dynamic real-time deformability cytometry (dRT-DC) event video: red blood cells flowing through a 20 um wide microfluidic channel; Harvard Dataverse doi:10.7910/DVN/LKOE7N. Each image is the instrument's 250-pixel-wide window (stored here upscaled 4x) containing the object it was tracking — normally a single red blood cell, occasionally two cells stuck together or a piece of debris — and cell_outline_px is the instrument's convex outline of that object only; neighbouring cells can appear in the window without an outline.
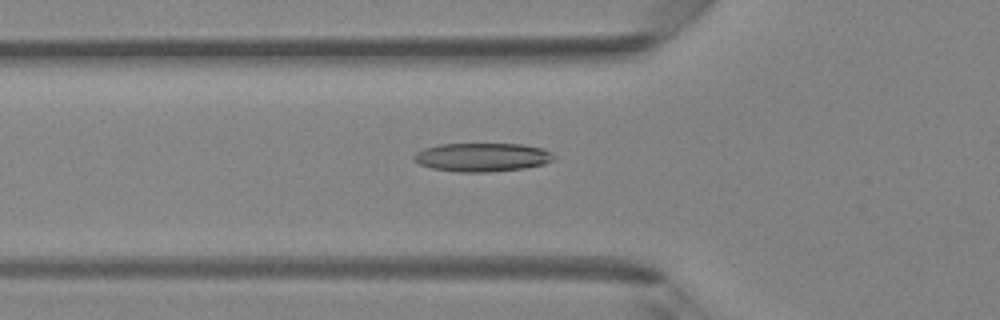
{"species": "Egyptian fruit bat (a non-hibernating species)", "species_latin": "Rousettus aegyptiacus", "temperature_condition": "room temperature", "stored_images_in_passage": 48, "camera_frame_rate_fps": 3000, "um_per_image_px": 0.085, "animal": {"sex": "female"}, "frame": {"image": 1, "passage_image": 17, "time_ms": 5.333, "image_size_px": [1000, 320], "cell_outline_px": [[556, 160], [544, 164], [524, 168], [488, 172], [460, 172], [432, 168], [420, 164], [412, 156], [416, 152], [424, 148], [436, 144], [524, 144], [540, 148], [552, 152], [556, 156]], "centroid_in_image_um": [41.02, 13.36], "position_along_channel_um": 84.8, "area_um2": 23.41}}
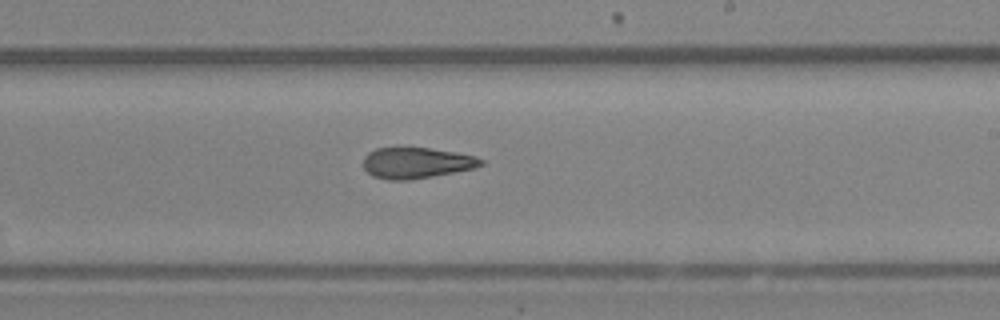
{"frame": {"image": 2, "passage_image": 29, "time_ms": 9.333, "image_size_px": [1000, 320], "cell_outline_px": [[484, 164], [472, 168], [412, 180], [388, 180], [372, 176], [364, 168], [364, 156], [368, 152], [376, 148], [428, 148], [456, 152], [476, 156], [484, 160]], "centroid_in_image_um": [35.38, 13.85], "position_along_channel_um": 253.6, "area_um2": 21.1}}
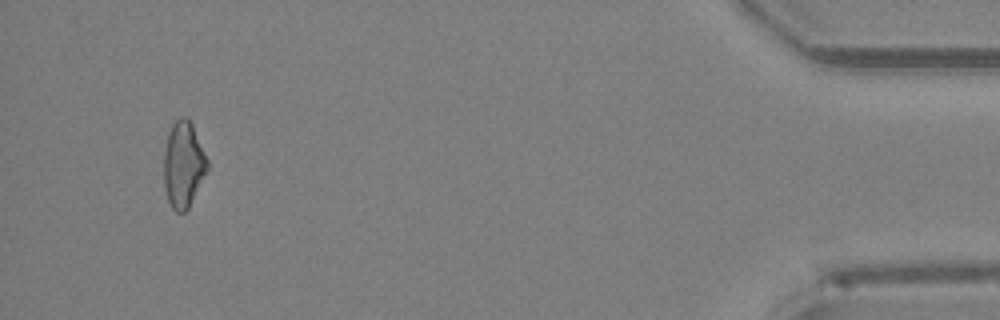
{"frame": {"image": 3, "passage_image": 46, "time_ms": 15.0, "image_size_px": [1000, 320], "cell_outline_px": [[208, 168], [188, 208], [184, 212], [176, 212], [172, 208], [168, 200], [164, 188], [164, 152], [168, 132], [172, 124], [180, 116], [184, 116], [192, 124], [208, 160]], "centroid_in_image_um": [15.57, 13.98], "position_along_channel_um": 419.6, "area_um2": 21.62}, "authors_computed_cell_mechanics": {"area_um2": 22.4264, "velocity_mm_per_s": 4.2249, "shape_relaxation_time_tau1_ms": 6.1291, "shape_relaxation_time_tau2_ms": 4.1352, "deformation_change_tau1": 0.1531, "deformation_change_tau2": 0.1301}}